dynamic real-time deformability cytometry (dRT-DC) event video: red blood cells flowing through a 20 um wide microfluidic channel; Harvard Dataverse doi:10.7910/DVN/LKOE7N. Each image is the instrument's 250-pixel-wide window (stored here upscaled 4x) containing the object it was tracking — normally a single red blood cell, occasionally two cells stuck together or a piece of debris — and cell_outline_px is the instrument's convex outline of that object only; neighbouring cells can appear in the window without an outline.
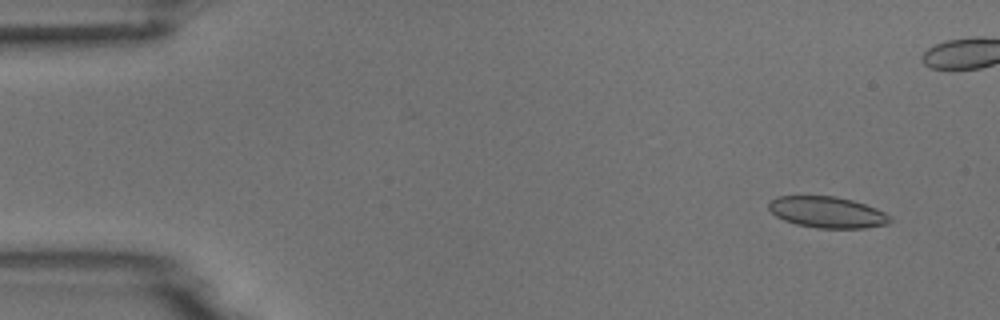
{"species": "common noctule bat (a hibernating species)", "species_latin": "Nyctalus noctula", "temperature_condition": "room temperature", "stored_images_in_passage": 13, "camera_frame_rate_fps": 3000, "um_per_image_px": 0.085, "animal": {"sex": "male", "body_mass_g": 18.8}, "frame": {"image": 1, "passage_image": 1, "time_ms": 0.0, "image_size_px": [1000, 320], "cell_outline_px": [[892, 220], [888, 224], [864, 228], [816, 228], [796, 224], [784, 220], [776, 216], [768, 208], [768, 200], [776, 196], [836, 196], [852, 200], [876, 208], [892, 216]], "centroid_in_image_um": [70.31, 18.04], "position_along_channel_um": 14.7, "area_um2": 22.25}}